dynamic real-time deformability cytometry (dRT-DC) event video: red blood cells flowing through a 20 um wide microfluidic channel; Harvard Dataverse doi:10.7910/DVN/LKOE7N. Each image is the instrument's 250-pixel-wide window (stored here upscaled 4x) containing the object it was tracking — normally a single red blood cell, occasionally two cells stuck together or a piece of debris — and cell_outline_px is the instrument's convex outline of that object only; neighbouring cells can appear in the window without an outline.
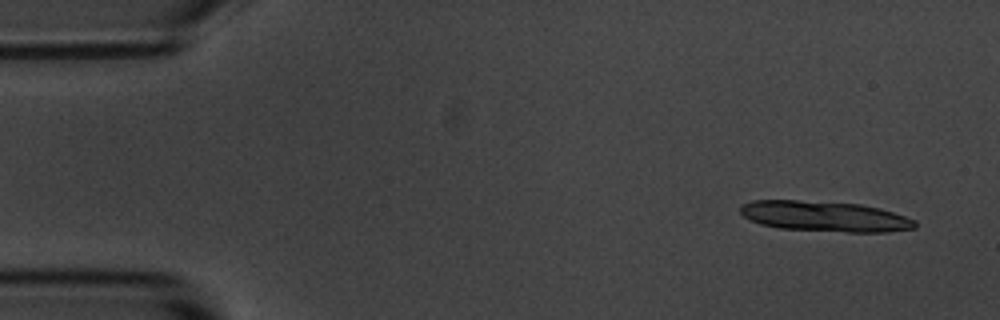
{"species": "common noctule bat (a hibernating species)", "species_latin": "Nyctalus noctula", "temperature_condition": "room temperature", "stored_images_in_passage": 14, "camera_frame_rate_fps": 3000, "um_per_image_px": 0.085, "animal": {"sex": "male", "body_mass_g": 20.1, "forearm_length_mm": 53.5}, "frame": {"image": 1, "passage_image": 1, "time_ms": 0.0, "image_size_px": [1000, 320], "cell_outline_px": [[916, 228], [888, 232], [844, 232], [780, 228], [760, 224], [748, 220], [740, 212], [740, 204], [752, 200], [796, 200], [860, 204], [880, 208], [916, 220]], "centroid_in_image_um": [70.08, 18.39], "position_along_channel_um": 14.9, "area_um2": 31.1}}
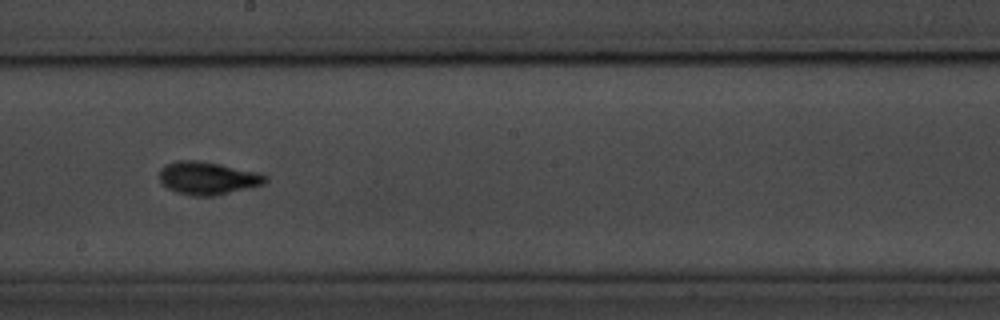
{"frame": {"image": 2, "passage_image": 8, "time_ms": 9.0, "image_size_px": [1000, 320], "cell_outline_px": [[268, 180], [264, 184], [212, 196], [196, 196], [176, 192], [168, 188], [160, 180], [160, 168], [164, 164], [176, 160], [196, 160], [220, 164], [260, 172], [268, 176]], "centroid_in_image_um": [17.66, 15.12], "position_along_channel_um": 230.5, "area_um2": 20.29}}
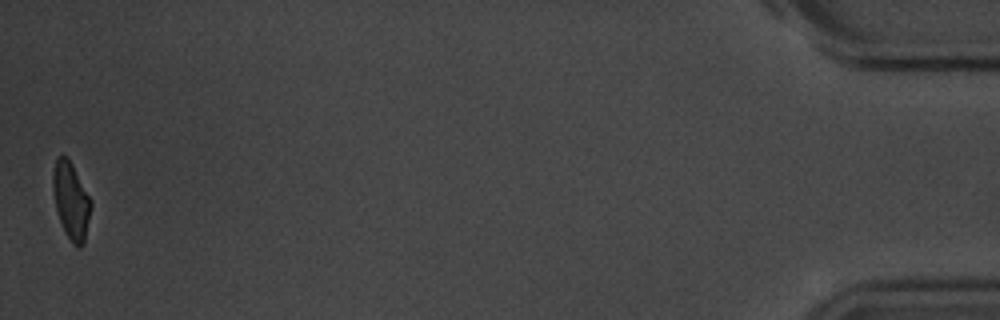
{"frame": {"image": 3, "passage_image": 14, "time_ms": 17.0, "image_size_px": [1000, 320], "cell_outline_px": [[92, 204], [84, 244], [80, 248], [76, 248], [72, 244], [64, 232], [56, 208], [52, 188], [52, 172], [56, 160], [60, 156], [64, 156], [72, 164], [92, 200]], "centroid_in_image_um": [6.05, 17.11], "position_along_channel_um": 429.2, "area_um2": 17.11}, "authors_computed_cell_mechanics": {"area_um2": 18.9006, "velocity_mm_per_s": 3.6565, "shape_relaxation_time_tau1_ms": 2.2045, "shape_relaxation_time_tau2_ms": null, "deformation_change_tau1": 0.0861, "deformation_change_tau2": null}}